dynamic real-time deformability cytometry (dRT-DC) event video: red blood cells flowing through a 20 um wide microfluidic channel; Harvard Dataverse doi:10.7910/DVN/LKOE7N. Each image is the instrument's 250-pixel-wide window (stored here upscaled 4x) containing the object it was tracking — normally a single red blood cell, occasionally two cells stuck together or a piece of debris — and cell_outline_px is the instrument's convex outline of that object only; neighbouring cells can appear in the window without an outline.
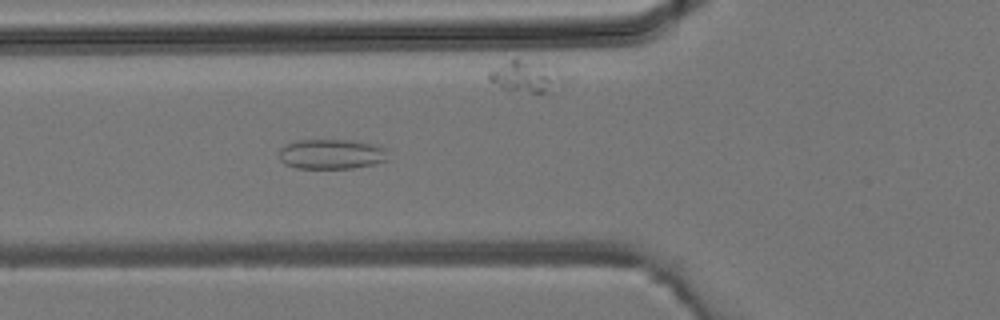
{"species": "common noctule bat (a hibernating species)", "species_latin": "Nyctalus noctula", "temperature_condition": "room temperature", "stored_images_in_passage": 29, "camera_frame_rate_fps": 3000, "um_per_image_px": 0.085, "animal": {"sex": "male", "body_mass_g": 19.2, "forearm_length_mm": 51.8}, "frame": {"image": 1, "passage_image": 3, "time_ms": 0.667, "image_size_px": [1000, 320], "cell_outline_px": [[388, 160], [372, 164], [352, 168], [296, 168], [284, 164], [280, 160], [280, 148], [284, 144], [296, 140], [352, 140], [372, 144], [384, 148]], "centroid_in_image_um": [28.12, 13.09], "position_along_channel_um": 97.7, "area_um2": 18.96}}
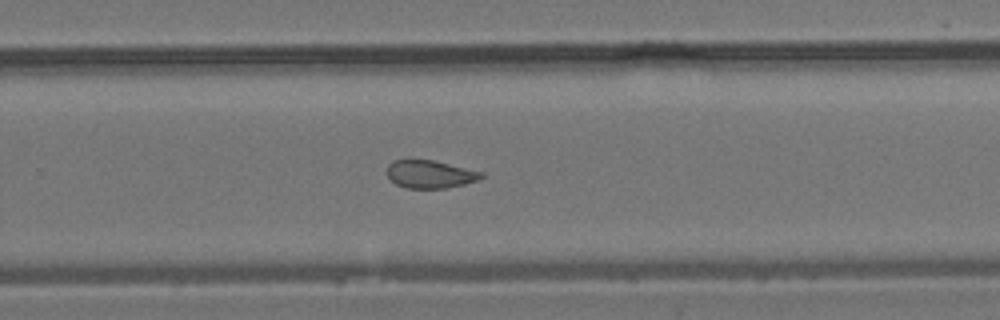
{"frame": {"image": 2, "passage_image": 15, "time_ms": 4.667, "image_size_px": [1000, 320], "cell_outline_px": [[484, 176], [476, 180], [464, 184], [444, 188], [408, 188], [396, 184], [388, 176], [388, 164], [392, 160], [408, 156], [412, 156], [432, 160], [484, 172]], "centroid_in_image_um": [36.49, 14.75], "position_along_channel_um": 293.3, "area_um2": 15.72}}
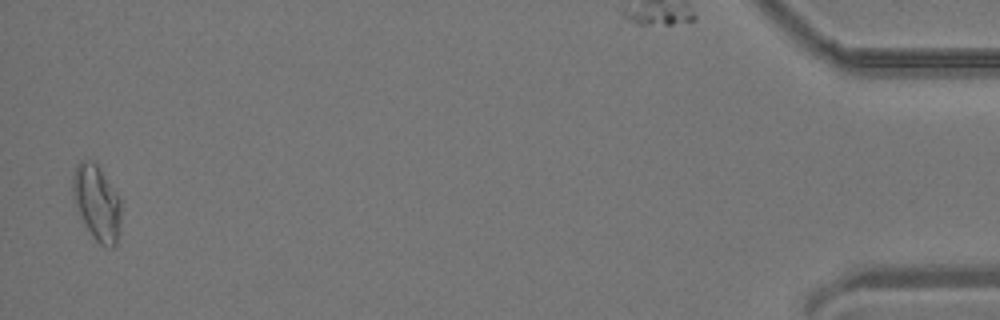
{"frame": {"image": 3, "passage_image": 29, "time_ms": 9.333, "image_size_px": [1000, 320], "cell_outline_px": [[120, 216], [116, 244], [112, 248], [100, 244], [96, 240], [88, 228], [72, 196], [72, 176], [76, 164], [80, 160], [88, 160], [96, 164], [116, 192], [120, 200]], "centroid_in_image_um": [8.21, 17.19], "position_along_channel_um": 427.0, "area_um2": 20.52}}